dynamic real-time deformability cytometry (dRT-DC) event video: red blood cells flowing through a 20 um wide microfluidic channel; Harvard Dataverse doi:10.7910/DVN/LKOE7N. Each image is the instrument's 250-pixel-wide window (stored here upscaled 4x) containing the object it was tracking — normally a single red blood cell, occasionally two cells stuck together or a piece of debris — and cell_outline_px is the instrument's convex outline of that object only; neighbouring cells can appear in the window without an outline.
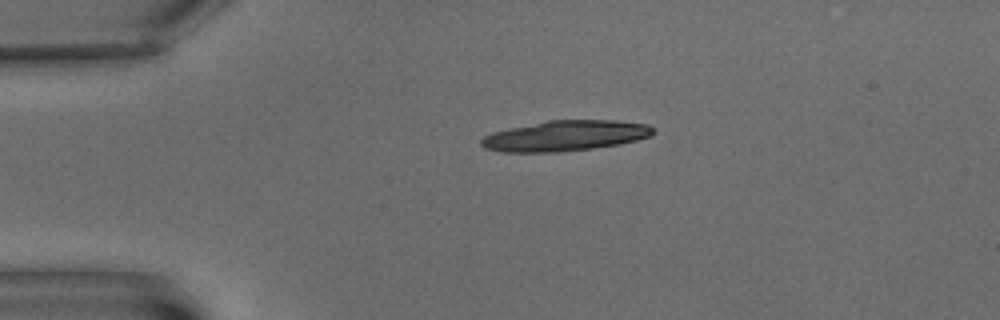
{"species": "common noctule bat (a hibernating species)", "species_latin": "Nyctalus noctula", "temperature_condition": "warm", "stored_images_in_passage": 4, "camera_frame_rate_fps": 3000, "um_per_image_px": 0.085, "animal": {"sex": "male", "body_mass_g": 15.6}, "frame": {"image": 1, "passage_image": 1, "time_ms": 0.0, "image_size_px": [1000, 320], "cell_outline_px": [[656, 132], [652, 136], [620, 144], [592, 148], [560, 152], [500, 152], [484, 148], [480, 144], [480, 140], [484, 136], [492, 132], [508, 128], [548, 120], [616, 120], [648, 124]], "centroid_in_image_um": [48.04, 11.54], "position_along_channel_um": 37.0, "area_um2": 30.75}}